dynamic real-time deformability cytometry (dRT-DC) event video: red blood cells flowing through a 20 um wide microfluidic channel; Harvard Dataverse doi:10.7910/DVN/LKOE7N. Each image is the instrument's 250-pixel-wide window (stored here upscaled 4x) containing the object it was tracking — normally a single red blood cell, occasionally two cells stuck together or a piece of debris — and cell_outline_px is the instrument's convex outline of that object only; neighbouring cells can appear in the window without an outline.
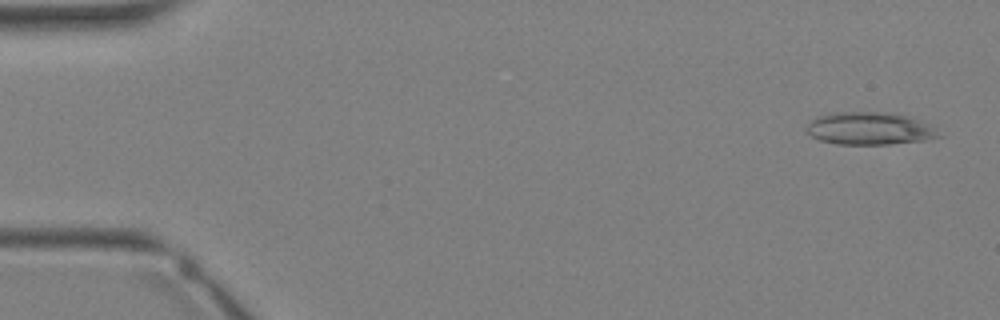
{"species": "Egyptian fruit bat (a non-hibernating species)", "species_latin": "Rousettus aegyptiacus", "temperature_condition": "warm", "stored_images_in_passage": 35, "camera_frame_rate_fps": 3000, "um_per_image_px": 0.085, "animal": {"sex": "female"}, "frame": {"image": 1, "passage_image": 2, "time_ms": 0.333, "image_size_px": [1000, 320], "cell_outline_px": [[944, 136], [924, 140], [888, 144], [836, 144], [820, 140], [812, 136], [804, 128], [808, 120], [816, 116], [832, 112], [892, 112], [908, 116], [928, 124]], "centroid_in_image_um": [73.86, 10.91], "position_along_channel_um": 11.1, "area_um2": 25.32}}
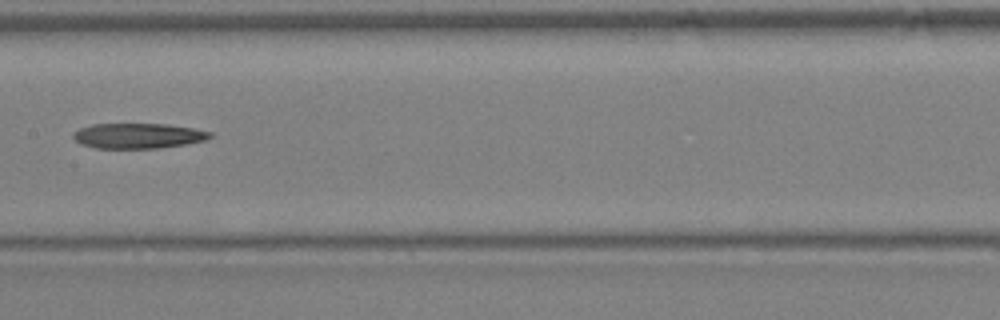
{"frame": {"image": 2, "passage_image": 18, "time_ms": 5.667, "image_size_px": [1000, 320], "cell_outline_px": [[212, 136], [208, 140], [160, 148], [96, 148], [80, 144], [72, 136], [72, 132], [80, 128], [92, 124], [168, 124], [192, 128], [212, 132]], "centroid_in_image_um": [11.73, 11.54], "position_along_channel_um": 195.7, "area_um2": 20.17}}
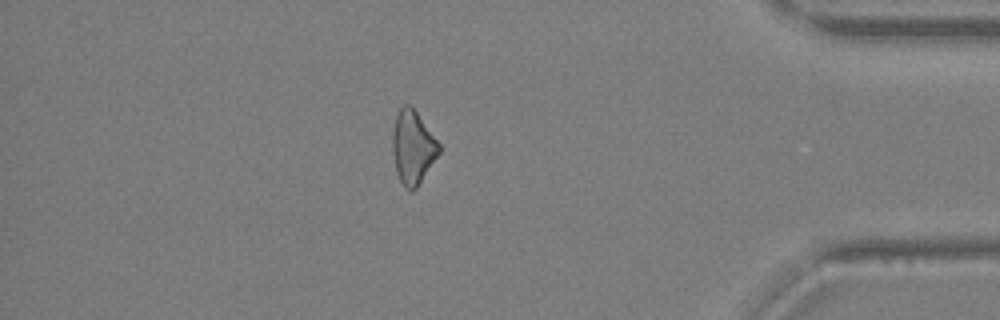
{"frame": {"image": 3, "passage_image": 30, "time_ms": 9.667, "image_size_px": [1000, 320], "cell_outline_px": [[440, 152], [416, 188], [412, 192], [404, 188], [396, 172], [392, 152], [392, 132], [396, 112], [404, 104], [408, 104], [416, 112], [440, 144]], "centroid_in_image_um": [35.06, 12.53], "position_along_channel_um": 400.1, "area_um2": 19.83}}